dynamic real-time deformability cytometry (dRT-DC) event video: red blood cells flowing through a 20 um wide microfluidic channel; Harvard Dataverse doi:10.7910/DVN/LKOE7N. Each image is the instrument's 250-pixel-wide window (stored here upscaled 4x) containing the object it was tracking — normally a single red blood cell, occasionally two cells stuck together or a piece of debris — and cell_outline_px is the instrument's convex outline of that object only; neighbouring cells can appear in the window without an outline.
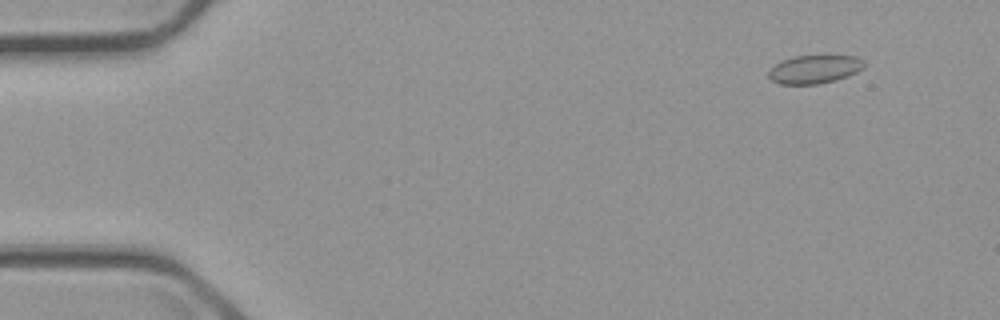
{"species": "common noctule bat (a hibernating species)", "species_latin": "Nyctalus noctula", "temperature_condition": "cold", "stored_images_in_passage": 47, "camera_frame_rate_fps": 3000, "um_per_image_px": 0.085, "animal": {"sex": "male", "body_mass_g": 23.1, "forearm_length_mm": 52.7}, "frame": {"image": 1, "passage_image": 4, "time_ms": 1.0, "image_size_px": [1000, 320], "cell_outline_px": [[864, 68], [848, 76], [836, 80], [820, 84], [780, 84], [772, 80], [768, 76], [768, 72], [780, 60], [796, 56], [856, 56], [864, 60]], "centroid_in_image_um": [69.24, 5.89], "position_along_channel_um": 15.8, "area_um2": 15.78}}
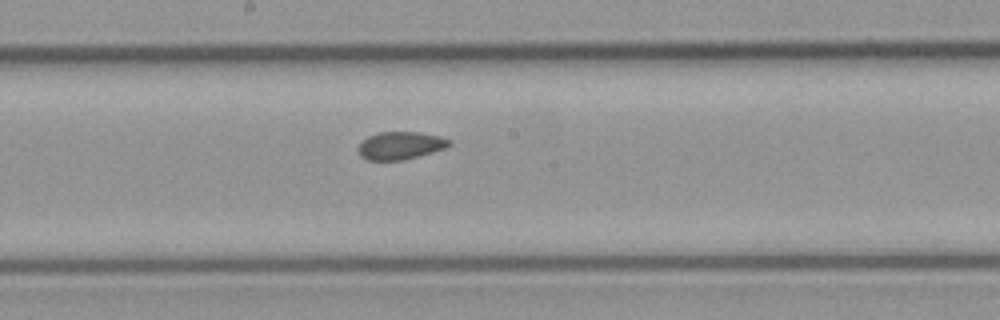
{"frame": {"image": 2, "passage_image": 29, "time_ms": 9.333, "image_size_px": [1000, 320], "cell_outline_px": [[452, 144], [444, 148], [432, 152], [400, 160], [368, 160], [360, 156], [356, 148], [360, 140], [368, 136], [380, 132], [420, 132], [440, 136], [452, 140]], "centroid_in_image_um": [33.99, 12.36], "position_along_channel_um": 214.2, "area_um2": 14.8}}
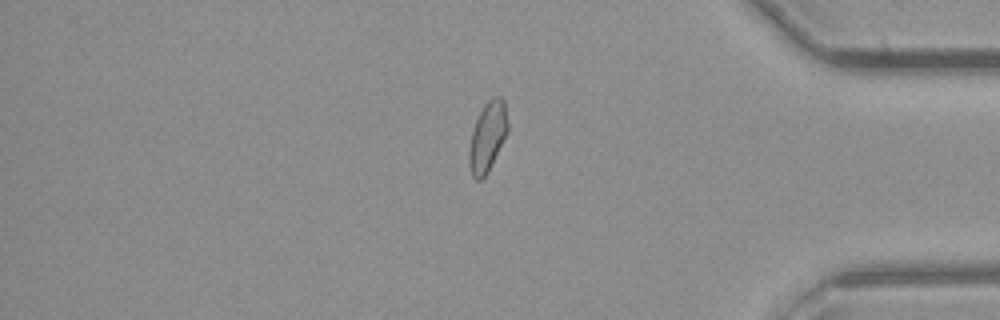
{"frame": {"image": 3, "passage_image": 46, "time_ms": 15.0, "image_size_px": [1000, 320], "cell_outline_px": [[508, 132], [488, 172], [480, 180], [476, 180], [472, 176], [468, 164], [468, 152], [472, 132], [476, 120], [484, 104], [488, 100], [496, 96], [500, 96], [504, 100], [508, 124]], "centroid_in_image_um": [41.44, 11.63], "position_along_channel_um": 393.8, "area_um2": 15.72}, "authors_computed_cell_mechanics": {"area_um2": 15.5482, "velocity_mm_per_s": 3.6826, "shape_relaxation_time_tau1_ms": null, "shape_relaxation_time_tau2_ms": 2.3417, "deformation_change_tau1": null, "deformation_change_tau2": 0.055}}